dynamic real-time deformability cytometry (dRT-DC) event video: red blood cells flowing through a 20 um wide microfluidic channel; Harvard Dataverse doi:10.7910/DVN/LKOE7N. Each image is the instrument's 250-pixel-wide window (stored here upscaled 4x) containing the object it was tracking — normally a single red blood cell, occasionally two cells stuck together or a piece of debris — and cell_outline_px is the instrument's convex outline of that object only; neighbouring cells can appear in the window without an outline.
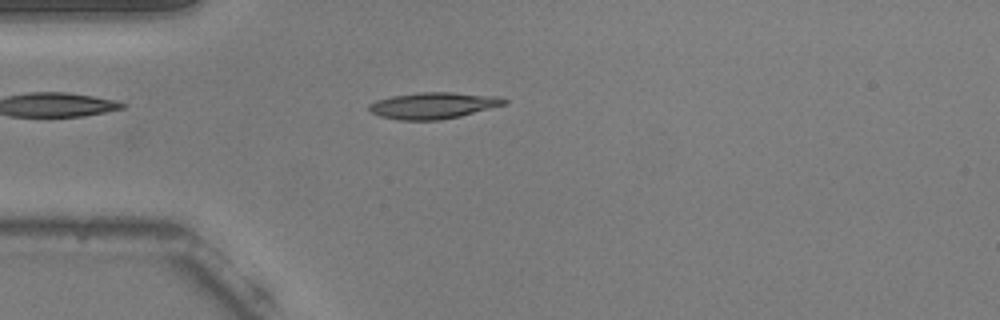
{"species": "common noctule bat (a hibernating species)", "species_latin": "Nyctalus noctula", "temperature_condition": "warm", "stored_images_in_passage": 33, "camera_frame_rate_fps": 3000, "um_per_image_px": 0.085, "animal": {"sex": "male", "body_mass_g": 20.5, "forearm_length_mm": 52.5}, "frame": {"image": 1, "passage_image": 3, "time_ms": 0.667, "image_size_px": [1000, 320], "cell_outline_px": [[508, 104], [460, 116], [440, 120], [400, 120], [380, 116], [372, 112], [368, 108], [368, 104], [376, 100], [392, 96], [420, 92], [452, 92], [500, 96], [508, 100]], "centroid_in_image_um": [36.87, 8.96], "position_along_channel_um": 48.1, "area_um2": 20.92}}
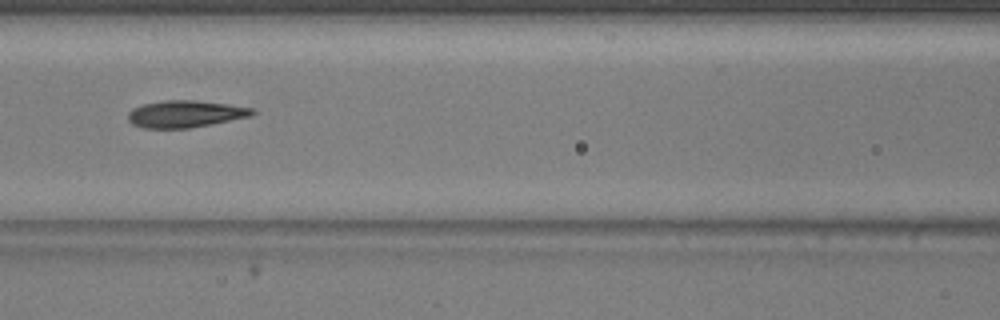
{"frame": {"image": 2, "passage_image": 12, "time_ms": 3.667, "image_size_px": [1000, 320], "cell_outline_px": [[256, 112], [252, 116], [212, 124], [188, 128], [144, 128], [132, 124], [128, 120], [128, 112], [132, 108], [144, 104], [164, 100], [196, 100], [228, 104], [256, 108]], "centroid_in_image_um": [15.78, 9.68], "position_along_channel_um": 150.8, "area_um2": 19.71}}
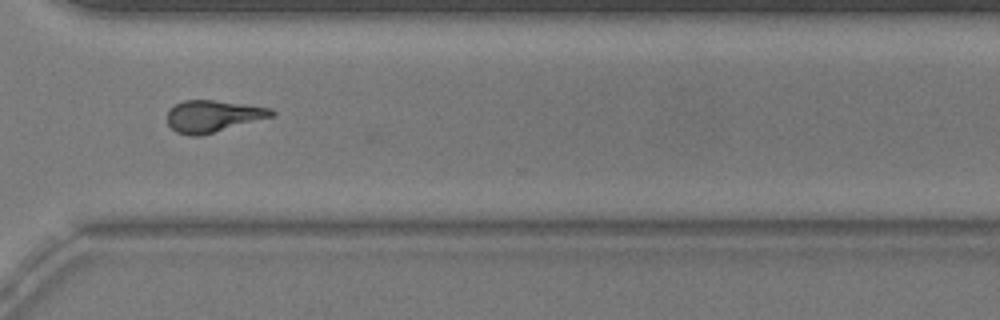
{"frame": {"image": 3, "passage_image": 28, "time_ms": 9.0, "image_size_px": [1000, 320], "cell_outline_px": [[276, 116], [200, 136], [188, 136], [176, 132], [168, 124], [168, 108], [184, 100], [212, 100], [272, 108], [276, 112]], "centroid_in_image_um": [18.12, 9.88], "position_along_channel_um": 352.5, "area_um2": 19.48}, "authors_computed_cell_mechanics": {"area_um2": 19.7098, "velocity_mm_per_s": 3.7971, "shape_relaxation_time_tau1_ms": 4.6742, "shape_relaxation_time_tau2_ms": 2.4552, "deformation_change_tau1": 0.1854, "deformation_change_tau2": 0.12}}